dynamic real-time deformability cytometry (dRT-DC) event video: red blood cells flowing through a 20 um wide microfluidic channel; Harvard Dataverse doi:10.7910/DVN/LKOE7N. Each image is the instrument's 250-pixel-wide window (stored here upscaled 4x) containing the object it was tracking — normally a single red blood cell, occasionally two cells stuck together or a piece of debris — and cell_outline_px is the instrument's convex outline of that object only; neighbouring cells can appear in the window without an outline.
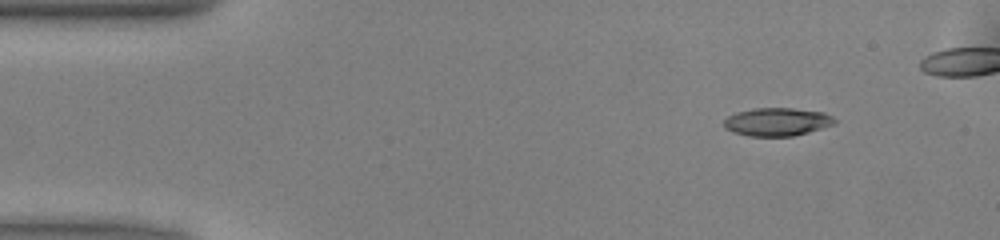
{"species": "common noctule bat (a hibernating species)", "species_latin": "Nyctalus noctula", "temperature_condition": "warm", "stored_images_in_passage": 40, "camera_frame_rate_fps": 3000, "um_per_image_px": 0.085, "animal": {"sex": "male", "body_mass_g": 13.0, "forearm_length_mm": 53.1}, "frame": {"image": 1, "passage_image": 1, "time_ms": 0.0, "image_size_px": [1000, 240], "cell_outline_px": [[836, 124], [808, 132], [792, 136], [748, 136], [732, 132], [724, 128], [724, 120], [728, 116], [736, 112], [752, 108], [792, 108], [824, 112], [832, 116], [836, 120]], "centroid_in_image_um": [66.04, 10.35], "position_along_channel_um": 19.0, "area_um2": 18.26}}
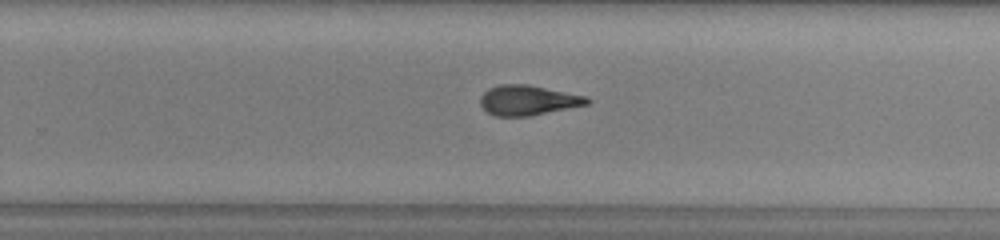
{"frame": {"image": 2, "passage_image": 27, "time_ms": 8.667, "image_size_px": [1000, 240], "cell_outline_px": [[592, 100], [588, 104], [528, 116], [496, 116], [488, 112], [480, 104], [480, 96], [488, 88], [500, 84], [528, 84], [588, 96]], "centroid_in_image_um": [44.88, 8.5], "position_along_channel_um": 284.9, "area_um2": 18.67}}
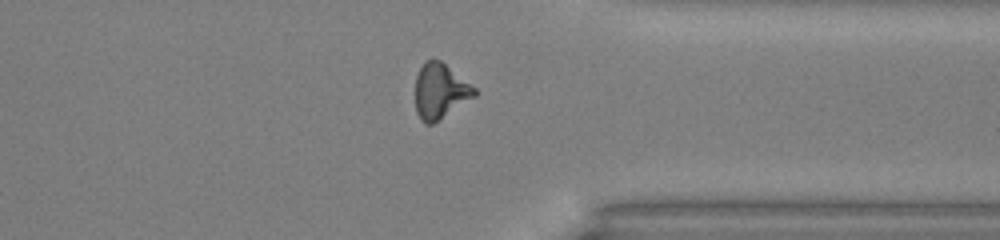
{"frame": {"image": 3, "passage_image": 34, "time_ms": 11.0, "image_size_px": [1000, 240], "cell_outline_px": [[476, 96], [432, 124], [424, 124], [420, 120], [416, 112], [416, 76], [424, 60], [432, 56], [440, 60], [476, 88]], "centroid_in_image_um": [37.39, 7.72], "position_along_channel_um": 374.0, "area_um2": 19.13}, "authors_computed_cell_mechanics": {"area_um2": 18.785, "velocity_mm_per_s": 4.0565, "shape_relaxation_time_tau1_ms": 4.7782, "shape_relaxation_time_tau2_ms": 4.1258, "deformation_change_tau1": 0.1812, "deformation_change_tau2": 0.1161}}